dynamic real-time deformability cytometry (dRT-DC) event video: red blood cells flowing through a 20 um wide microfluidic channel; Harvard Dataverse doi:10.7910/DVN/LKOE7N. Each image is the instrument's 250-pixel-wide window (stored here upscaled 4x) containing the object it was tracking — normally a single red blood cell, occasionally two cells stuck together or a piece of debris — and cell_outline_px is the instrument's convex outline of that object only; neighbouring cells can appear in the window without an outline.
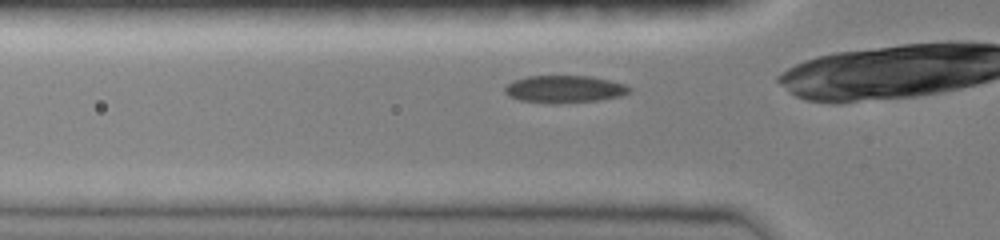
{"species": "common noctule bat (a hibernating species)", "species_latin": "Nyctalus noctula", "temperature_condition": "room temperature", "stored_images_in_passage": 24, "camera_frame_rate_fps": 3000, "um_per_image_px": 0.085, "animal": {"sex": "female", "body_mass_g": 19.0, "forearm_length_mm": 51.5}, "frame": {"image": 1, "passage_image": 4, "time_ms": 1.0, "image_size_px": [1000, 240], "cell_outline_px": [[632, 92], [620, 96], [600, 100], [556, 104], [552, 104], [520, 100], [508, 96], [504, 92], [504, 88], [512, 80], [528, 76], [592, 76], [624, 84], [632, 88]], "centroid_in_image_um": [47.97, 7.58], "position_along_channel_um": 77.8, "area_um2": 20.06}}
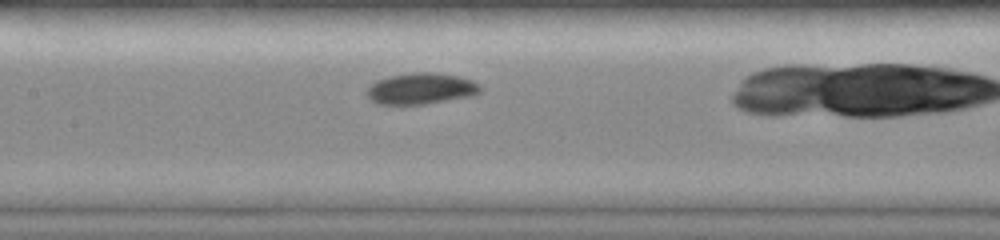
{"frame": {"image": 2, "passage_image": 9, "time_ms": 2.667, "image_size_px": [1000, 240], "cell_outline_px": [[484, 88], [476, 96], [424, 104], [376, 104], [364, 92], [376, 80], [388, 76], [412, 72], [436, 72], [460, 76], [472, 80], [480, 84]], "centroid_in_image_um": [35.84, 7.52], "position_along_channel_um": 171.6, "area_um2": 21.1}}
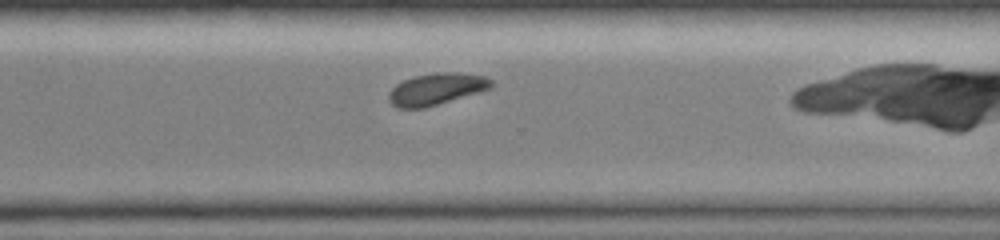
{"frame": {"image": 3, "passage_image": 19, "time_ms": 6.0, "image_size_px": [1000, 240], "cell_outline_px": [[496, 84], [492, 88], [424, 108], [400, 108], [392, 104], [388, 100], [388, 96], [392, 88], [396, 84], [412, 76], [436, 72], [460, 72], [488, 76]], "centroid_in_image_um": [37.14, 7.54], "position_along_channel_um": 333.5, "area_um2": 19.13}}